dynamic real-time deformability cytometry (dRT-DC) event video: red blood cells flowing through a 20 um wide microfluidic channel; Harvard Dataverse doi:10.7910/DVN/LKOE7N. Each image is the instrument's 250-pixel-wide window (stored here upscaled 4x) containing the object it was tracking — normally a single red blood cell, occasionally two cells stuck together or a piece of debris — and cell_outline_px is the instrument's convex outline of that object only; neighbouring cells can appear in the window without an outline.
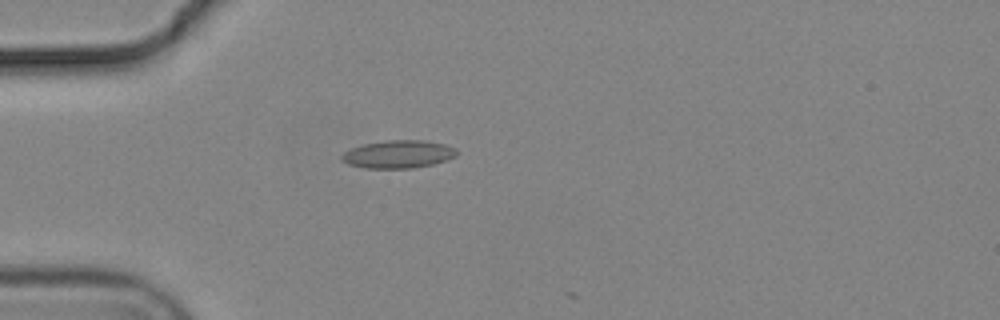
{"species": "common noctule bat (a hibernating species)", "species_latin": "Nyctalus noctula", "temperature_condition": "cold", "stored_images_in_passage": 17, "camera_frame_rate_fps": 3000, "um_per_image_px": 0.085, "animal": {"sex": "male", "body_mass_g": 19.2, "forearm_length_mm": 51.8}, "frame": {"image": 1, "passage_image": 16, "time_ms": 5.0, "image_size_px": [1000, 320], "cell_outline_px": [[456, 156], [448, 160], [432, 164], [412, 168], [368, 168], [348, 164], [340, 160], [340, 156], [344, 152], [352, 148], [364, 144], [388, 140], [424, 140], [444, 144], [456, 148]], "centroid_in_image_um": [33.86, 13.11], "position_along_channel_um": 51.1, "area_um2": 18.61}}